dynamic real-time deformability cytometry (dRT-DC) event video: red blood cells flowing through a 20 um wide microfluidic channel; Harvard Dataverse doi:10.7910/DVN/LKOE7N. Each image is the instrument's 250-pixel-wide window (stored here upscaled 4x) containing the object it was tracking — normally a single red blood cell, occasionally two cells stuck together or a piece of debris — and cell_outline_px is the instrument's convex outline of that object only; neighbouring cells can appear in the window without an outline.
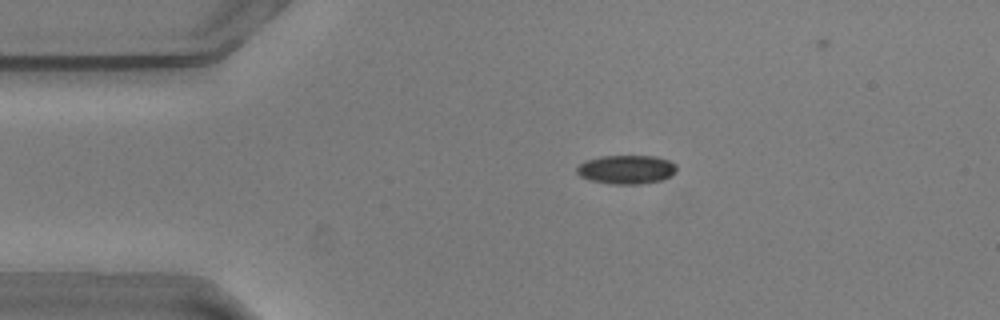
{"species": "common noctule bat (a hibernating species)", "species_latin": "Nyctalus noctula", "temperature_condition": "warm", "stored_images_in_passage": 49, "camera_frame_rate_fps": 3000, "um_per_image_px": 0.085, "animal": {"sex": "male", "body_mass_g": 20.5, "forearm_length_mm": 52.5}, "frame": {"image": 1, "passage_image": 11, "time_ms": 3.333, "image_size_px": [1000, 320], "cell_outline_px": [[676, 172], [664, 180], [640, 184], [608, 184], [588, 180], [580, 176], [576, 172], [576, 168], [584, 160], [600, 156], [656, 156], [668, 160], [676, 164]], "centroid_in_image_um": [53.23, 14.41], "position_along_channel_um": 31.8, "area_um2": 17.05}}
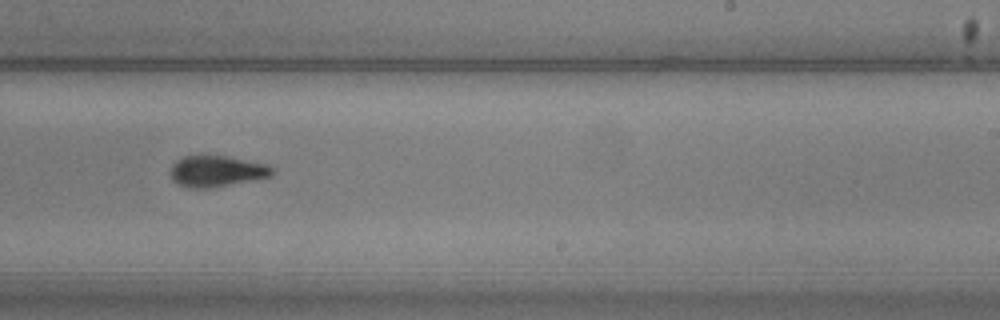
{"frame": {"image": 2, "passage_image": 34, "time_ms": 11.0, "image_size_px": [1000, 320], "cell_outline_px": [[276, 168], [272, 176], [208, 188], [188, 188], [176, 184], [172, 180], [172, 164], [176, 160], [184, 156], [228, 156], [268, 164]], "centroid_in_image_um": [18.44, 14.55], "position_along_channel_um": 270.6, "area_um2": 18.44}}
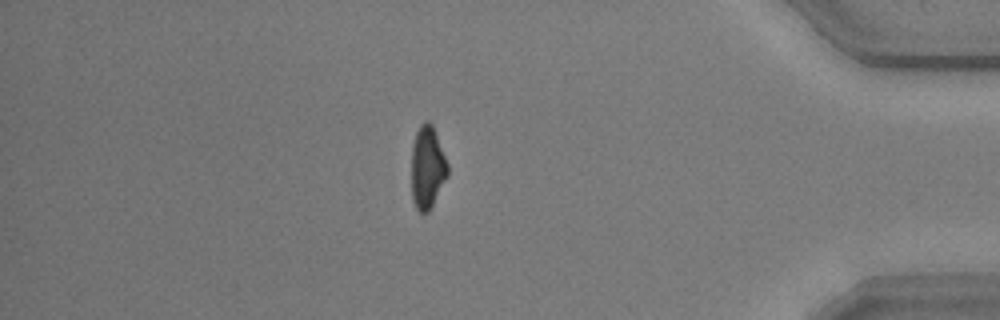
{"frame": {"image": 3, "passage_image": 48, "time_ms": 15.667, "image_size_px": [1000, 320], "cell_outline_px": [[448, 176], [428, 212], [420, 212], [416, 208], [412, 200], [412, 144], [416, 132], [420, 124], [424, 120], [428, 120], [432, 124], [448, 164]], "centroid_in_image_um": [36.32, 14.21], "position_along_channel_um": 398.9, "area_um2": 17.4}}